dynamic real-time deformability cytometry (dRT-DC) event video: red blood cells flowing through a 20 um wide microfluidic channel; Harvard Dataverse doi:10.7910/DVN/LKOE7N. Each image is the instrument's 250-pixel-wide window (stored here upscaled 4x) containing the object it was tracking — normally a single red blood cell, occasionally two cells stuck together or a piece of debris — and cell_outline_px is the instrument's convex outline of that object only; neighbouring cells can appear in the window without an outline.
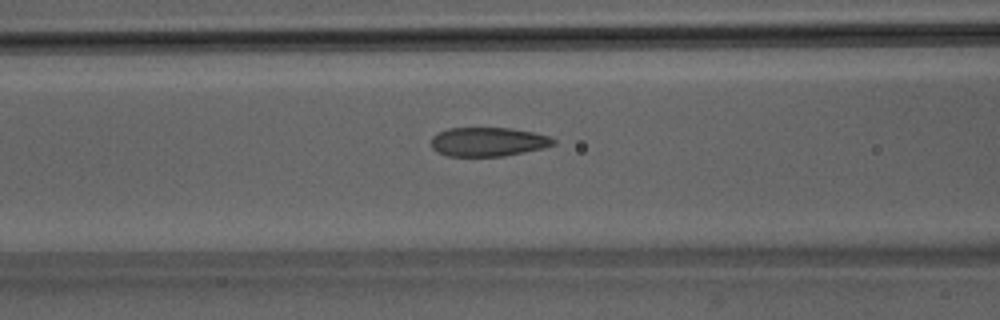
{"species": "Egyptian fruit bat (a non-hibernating species)", "species_latin": "Rousettus aegyptiacus", "temperature_condition": "room temperature", "stored_images_in_passage": 44, "camera_frame_rate_fps": 3000, "um_per_image_px": 0.085, "animal": {"sex": "male"}, "frame": {"image": 1, "passage_image": 14, "time_ms": 4.333, "image_size_px": [1000, 320], "cell_outline_px": [[556, 144], [544, 148], [504, 156], [448, 156], [436, 152], [432, 148], [432, 136], [448, 128], [512, 128], [532, 132], [548, 136], [556, 140]], "centroid_in_image_um": [41.49, 12.06], "position_along_channel_um": 125.1, "area_um2": 20.69}}
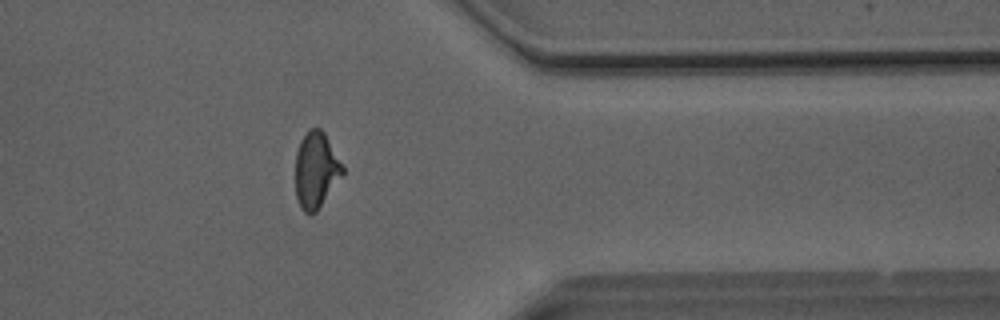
{"frame": {"image": 2, "passage_image": 34, "time_ms": 11.0, "image_size_px": [1000, 320], "cell_outline_px": [[344, 172], [316, 212], [304, 212], [300, 208], [296, 196], [296, 152], [300, 140], [312, 128], [320, 128], [324, 132], [344, 168]], "centroid_in_image_um": [26.85, 14.45], "position_along_channel_um": 384.6, "area_um2": 20.46}}
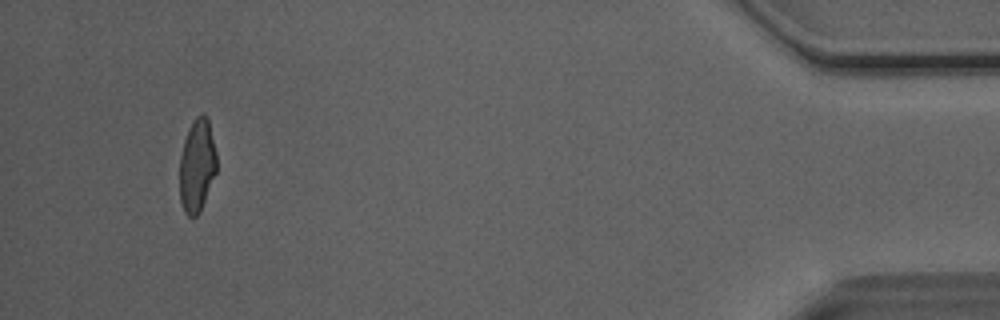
{"frame": {"image": 3, "passage_image": 41, "time_ms": 13.333, "image_size_px": [1000, 320], "cell_outline_px": [[216, 172], [200, 212], [196, 216], [188, 216], [184, 212], [180, 200], [180, 156], [184, 140], [188, 128], [196, 116], [200, 112], [204, 112], [208, 116], [216, 152]], "centroid_in_image_um": [16.75, 14.02], "position_along_channel_um": 418.5, "area_um2": 20.23}, "authors_computed_cell_mechanics": {"area_um2": 21.0681, "velocity_mm_per_s": 4.0745, "shape_relaxation_time_tau1_ms": 6.3252, "shape_relaxation_time_tau2_ms": 1.1016, "deformation_change_tau1": 0.1872, "deformation_change_tau2": 0.0749}}